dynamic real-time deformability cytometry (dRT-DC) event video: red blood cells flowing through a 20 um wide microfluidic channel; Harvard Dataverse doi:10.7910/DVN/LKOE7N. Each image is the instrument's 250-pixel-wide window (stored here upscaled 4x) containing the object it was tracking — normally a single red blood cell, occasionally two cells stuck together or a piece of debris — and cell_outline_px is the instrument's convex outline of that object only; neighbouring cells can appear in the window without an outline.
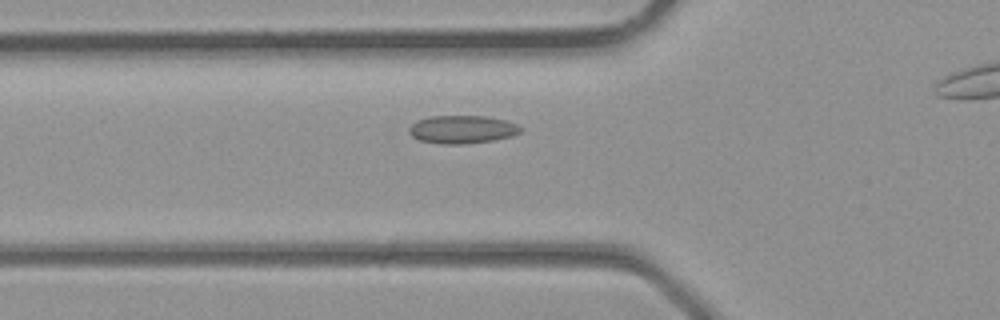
{"species": "common noctule bat (a hibernating species)", "species_latin": "Nyctalus noctula", "temperature_condition": "room temperature", "stored_images_in_passage": 26, "camera_frame_rate_fps": 3000, "um_per_image_px": 0.085, "animal": {"sex": "male", "body_mass_g": 23.1, "forearm_length_mm": 52.7}, "frame": {"image": 1, "passage_image": 8, "time_ms": 2.333, "image_size_px": [1000, 320], "cell_outline_px": [[520, 132], [512, 136], [492, 140], [460, 144], [444, 144], [420, 140], [412, 136], [408, 132], [408, 128], [416, 120], [428, 116], [484, 116], [504, 120], [516, 124], [520, 128]], "centroid_in_image_um": [39.23, 10.99], "position_along_channel_um": 86.6, "area_um2": 18.03}}
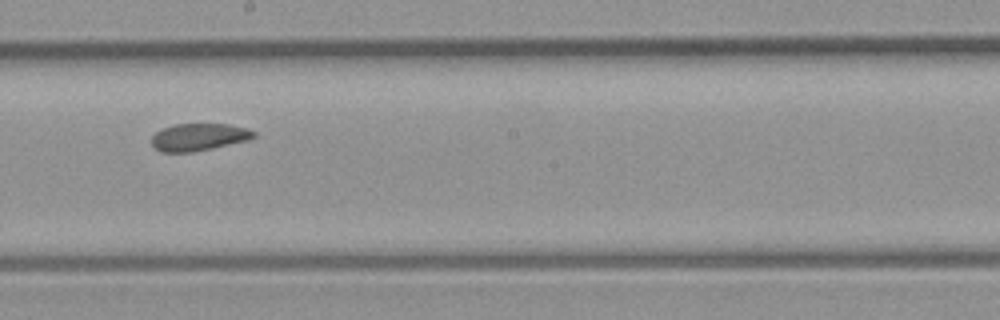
{"frame": {"image": 2, "passage_image": 16, "time_ms": 5.0, "image_size_px": [1000, 320], "cell_outline_px": [[256, 136], [248, 140], [212, 148], [192, 152], [160, 152], [152, 144], [152, 136], [156, 132], [164, 128], [176, 124], [228, 124], [248, 128], [256, 132]], "centroid_in_image_um": [16.92, 11.65], "position_along_channel_um": 231.3, "area_um2": 16.18}}
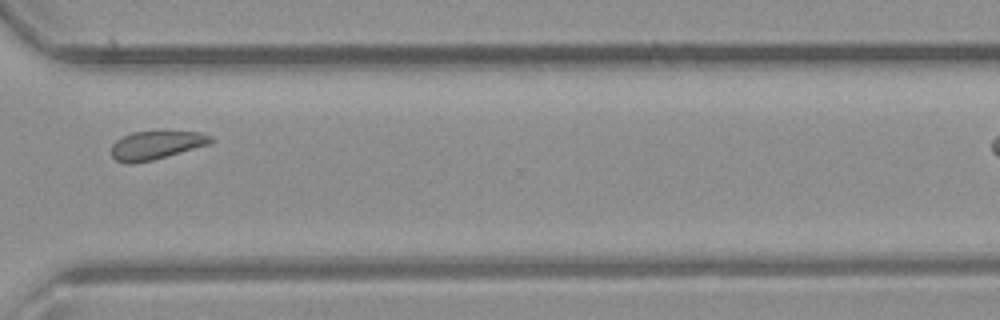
{"frame": {"image": 3, "passage_image": 23, "time_ms": 7.333, "image_size_px": [1000, 320], "cell_outline_px": [[216, 140], [212, 144], [152, 160], [132, 164], [128, 164], [116, 160], [112, 156], [112, 144], [116, 140], [132, 132], [160, 128], [200, 132], [212, 136]], "centroid_in_image_um": [13.35, 12.28], "position_along_channel_um": 357.2, "area_um2": 17.46}}